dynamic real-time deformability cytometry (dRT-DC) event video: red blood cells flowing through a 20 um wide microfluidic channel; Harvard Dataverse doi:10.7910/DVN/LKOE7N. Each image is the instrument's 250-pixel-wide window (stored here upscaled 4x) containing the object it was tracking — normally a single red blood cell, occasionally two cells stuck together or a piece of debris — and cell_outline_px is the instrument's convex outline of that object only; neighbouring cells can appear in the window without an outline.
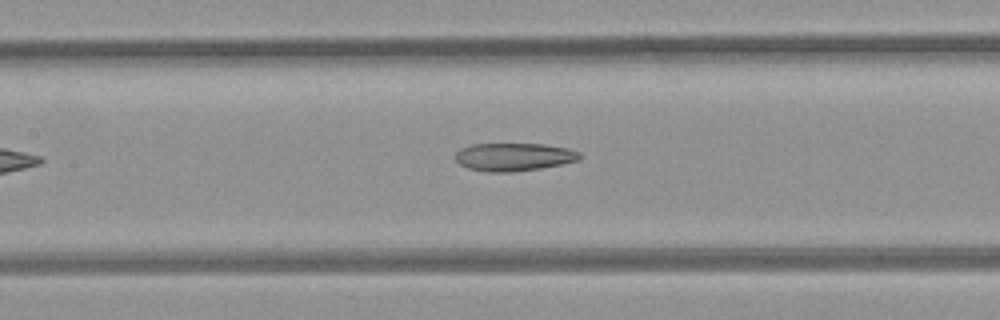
{"species": "common noctule bat (a hibernating species)", "species_latin": "Nyctalus noctula", "temperature_condition": "room temperature", "stored_images_in_passage": 5, "camera_frame_rate_fps": 3000, "um_per_image_px": 0.085, "animal": {"sex": "female", "body_mass_g": 21.9}, "frame": {"image": 1, "passage_image": 5, "time_ms": 1.333, "image_size_px": [1000, 320], "cell_outline_px": [[580, 160], [564, 164], [540, 168], [512, 172], [484, 172], [468, 168], [460, 164], [456, 160], [456, 152], [460, 148], [472, 144], [544, 144], [568, 148], [580, 152]], "centroid_in_image_um": [43.69, 13.34], "position_along_channel_um": 163.7, "area_um2": 20.4}}